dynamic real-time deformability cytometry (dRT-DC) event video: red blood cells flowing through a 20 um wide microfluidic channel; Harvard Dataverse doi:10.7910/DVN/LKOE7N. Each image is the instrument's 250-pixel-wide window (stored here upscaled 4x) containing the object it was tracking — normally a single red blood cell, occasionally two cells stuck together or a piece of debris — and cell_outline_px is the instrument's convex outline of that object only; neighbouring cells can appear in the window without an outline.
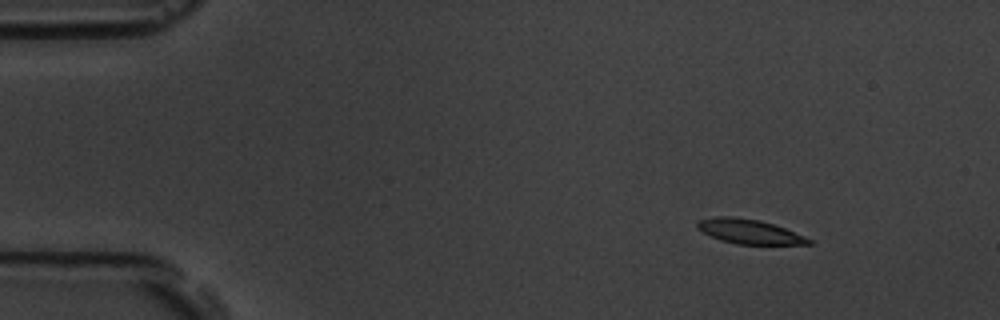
{"species": "common noctule bat (a hibernating species)", "species_latin": "Nyctalus noctula", "temperature_condition": "room temperature", "stored_images_in_passage": 4, "segment_of_instrument_passage": [1, 2], "camera_frame_rate_fps": 3000, "um_per_image_px": 0.085, "animal": {"sex": "male", "body_mass_g": 19.5, "forearm_length_mm": 54.6}, "frame": {"image": 1, "passage_image": 1, "time_ms": 0.0, "image_size_px": [1000, 320], "cell_outline_px": [[812, 244], [736, 244], [720, 240], [696, 228], [696, 220], [716, 216], [732, 216], [760, 220], [784, 228], [804, 236], [812, 240]], "centroid_in_image_um": [63.64, 19.67], "position_along_channel_um": 21.4, "area_um2": 15.84}}